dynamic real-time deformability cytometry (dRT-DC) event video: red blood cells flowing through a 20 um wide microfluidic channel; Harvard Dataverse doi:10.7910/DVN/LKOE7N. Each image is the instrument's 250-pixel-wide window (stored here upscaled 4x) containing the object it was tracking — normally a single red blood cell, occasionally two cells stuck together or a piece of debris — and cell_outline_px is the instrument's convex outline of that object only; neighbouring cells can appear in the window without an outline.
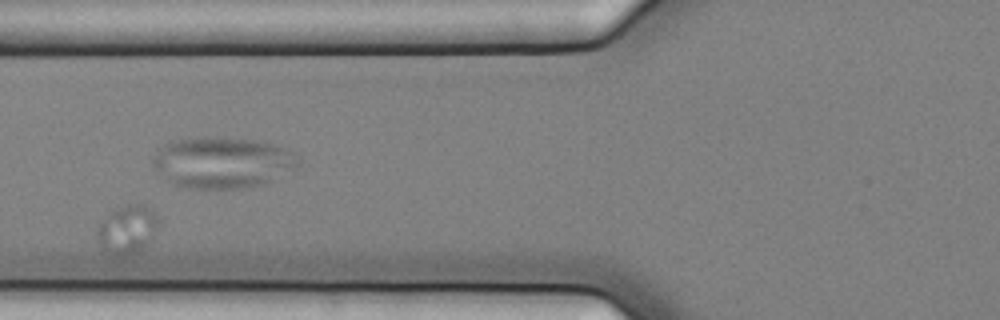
{"species": "common noctule bat (a hibernating species)", "species_latin": "Nyctalus noctula", "temperature_condition": "cold", "stored_images_in_passage": 8, "camera_frame_rate_fps": 3000, "um_per_image_px": 0.085, "animal": {"sex": "female", "body_mass_g": 25.1}, "frame": {"image": 1, "passage_image": 4, "time_ms": 1.0, "image_size_px": [1000, 320], "cell_outline_px": [[156, 232], [144, 248], [136, 252], [120, 256], [116, 256], [104, 248], [100, 244], [96, 232], [96, 224], [116, 208], [128, 204], [144, 204], [152, 208], [156, 216]], "centroid_in_image_um": [10.8, 19.47], "position_along_channel_um": 115.0, "area_um2": 17.17}}